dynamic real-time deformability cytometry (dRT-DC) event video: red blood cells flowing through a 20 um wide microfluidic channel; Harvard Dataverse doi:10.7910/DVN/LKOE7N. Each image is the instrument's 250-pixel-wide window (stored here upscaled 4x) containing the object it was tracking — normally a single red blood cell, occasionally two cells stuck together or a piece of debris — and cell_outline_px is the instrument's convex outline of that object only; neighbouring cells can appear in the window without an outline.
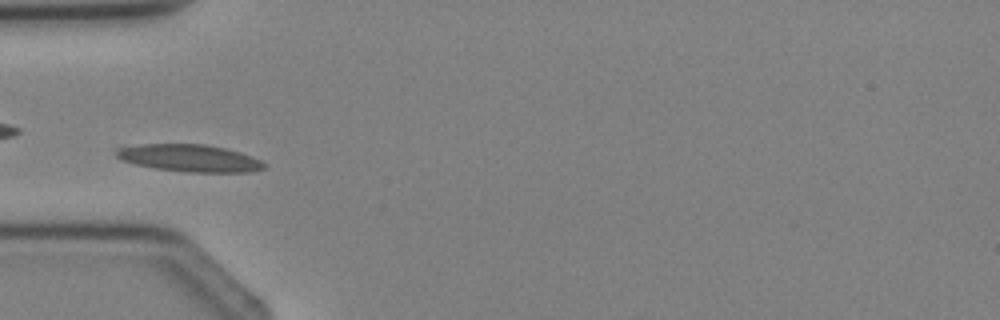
{"species": "Egyptian fruit bat (a non-hibernating species)", "species_latin": "Rousettus aegyptiacus", "temperature_condition": "cold", "stored_images_in_passage": 3, "camera_frame_rate_fps": 3000, "um_per_image_px": 0.085, "animal": {"sex": "female"}, "frame": {"image": 1, "passage_image": 3, "time_ms": 2.333, "image_size_px": [1000, 320], "cell_outline_px": [[268, 164], [264, 168], [248, 172], [188, 172], [156, 168], [136, 164], [120, 160], [116, 156], [116, 148], [140, 144], [204, 144], [224, 148], [240, 152], [260, 160]], "centroid_in_image_um": [16.1, 13.43], "position_along_channel_um": 68.9, "area_um2": 23.35}}